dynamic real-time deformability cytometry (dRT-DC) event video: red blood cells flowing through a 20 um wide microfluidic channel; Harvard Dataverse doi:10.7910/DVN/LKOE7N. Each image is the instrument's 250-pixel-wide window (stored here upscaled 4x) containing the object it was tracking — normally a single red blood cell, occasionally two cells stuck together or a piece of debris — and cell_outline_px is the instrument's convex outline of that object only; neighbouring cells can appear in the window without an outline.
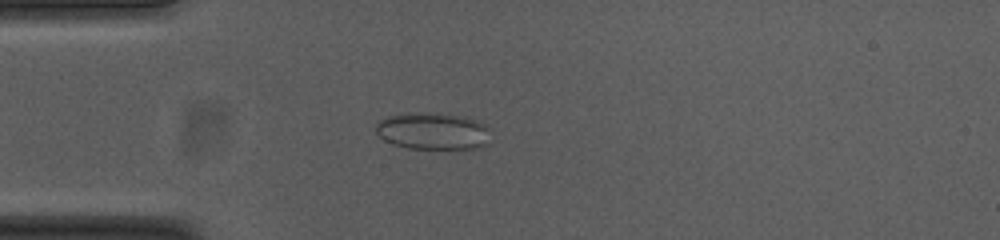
{"species": "common noctule bat (a hibernating species)", "species_latin": "Nyctalus noctula", "temperature_condition": "cold", "stored_images_in_passage": 44, "camera_frame_rate_fps": 3000, "um_per_image_px": 0.085, "animal": {"sex": "female", "body_mass_g": 23.0, "forearm_length_mm": 53.4}, "frame": {"image": 1, "passage_image": 10, "time_ms": 3.0, "image_size_px": [1000, 240], "cell_outline_px": [[492, 128], [488, 144], [480, 148], [408, 148], [392, 144], [384, 140], [376, 132], [376, 124], [380, 120], [388, 116], [420, 112], [432, 112], [464, 116], [480, 120]], "centroid_in_image_um": [36.88, 11.13], "position_along_channel_um": 48.1, "area_um2": 25.14}}
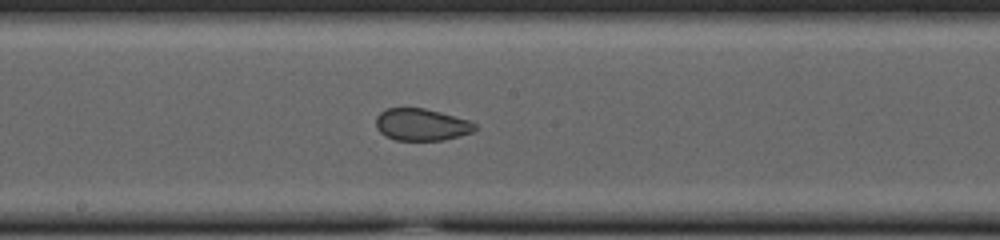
{"frame": {"image": 2, "passage_image": 24, "time_ms": 7.667, "image_size_px": [1000, 240], "cell_outline_px": [[476, 128], [472, 132], [444, 140], [396, 140], [384, 136], [376, 128], [376, 116], [380, 112], [388, 108], [424, 108], [440, 112], [468, 120], [476, 124]], "centroid_in_image_um": [35.79, 10.59], "position_along_channel_um": 212.4, "area_um2": 18.44}}
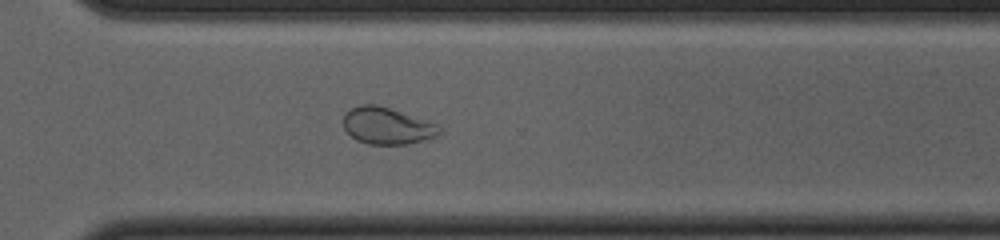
{"frame": {"image": 3, "passage_image": 34, "time_ms": 11.0, "image_size_px": [1000, 240], "cell_outline_px": [[440, 132], [436, 136], [408, 144], [368, 144], [356, 140], [344, 128], [344, 112], [360, 104], [376, 104], [436, 124], [440, 128]], "centroid_in_image_um": [32.85, 10.7], "position_along_channel_um": 337.8, "area_um2": 20.17}, "authors_computed_cell_mechanics": {"area_um2": 21.5016, "velocity_mm_per_s": 3.767, "shape_relaxation_time_tau1_ms": null, "shape_relaxation_time_tau2_ms": 1.1179, "deformation_change_tau1": null, "deformation_change_tau2": 0.0579}}